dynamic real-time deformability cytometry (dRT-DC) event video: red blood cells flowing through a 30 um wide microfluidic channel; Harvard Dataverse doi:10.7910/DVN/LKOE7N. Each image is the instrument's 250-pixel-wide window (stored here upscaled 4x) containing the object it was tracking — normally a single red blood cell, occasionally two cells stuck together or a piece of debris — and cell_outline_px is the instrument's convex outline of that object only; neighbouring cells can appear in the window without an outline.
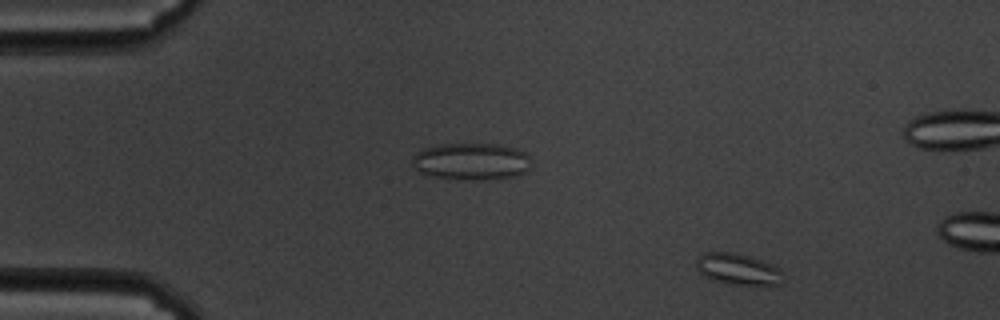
{"species": "common noctule bat (a hibernating species)", "species_latin": "Nyctalus noctula", "temperature_condition": "cold", "stored_images_in_passage": 13, "camera_frame_rate_fps": 3000, "um_per_image_px": 0.085, "animal": {"sex": "male", "body_mass_g": 19.5, "forearm_length_mm": 54.6}, "frame": {"image": 1, "passage_image": 4, "time_ms": 1.0, "image_size_px": [1000, 320], "cell_outline_px": [[784, 280], [780, 284], [728, 284], [712, 280], [704, 276], [696, 268], [696, 256], [704, 252], [736, 252], [764, 260], [780, 268]], "centroid_in_image_um": [62.7, 22.85], "position_along_channel_um": 22.3, "area_um2": 16.07}}